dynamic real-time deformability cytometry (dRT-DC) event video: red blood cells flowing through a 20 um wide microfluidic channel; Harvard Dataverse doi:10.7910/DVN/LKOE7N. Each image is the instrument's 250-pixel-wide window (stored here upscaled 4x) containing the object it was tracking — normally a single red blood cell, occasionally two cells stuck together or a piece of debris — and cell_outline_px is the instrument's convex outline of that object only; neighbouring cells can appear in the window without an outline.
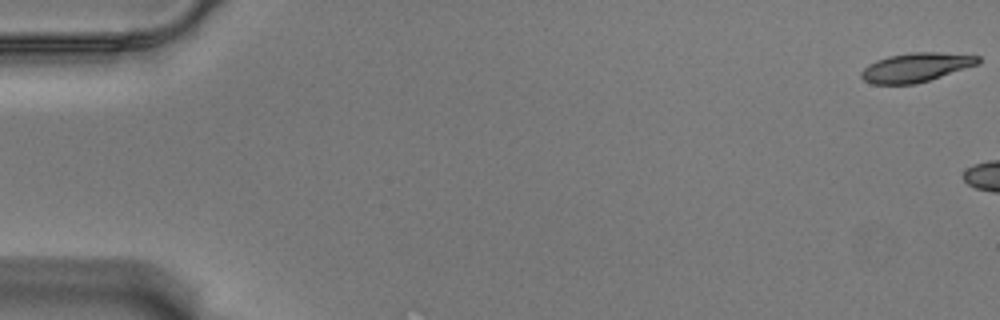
{"species": "Egyptian fruit bat (a non-hibernating species)", "species_latin": "Rousettus aegyptiacus", "temperature_condition": "warm", "stored_images_in_passage": 5, "camera_frame_rate_fps": 3000, "um_per_image_px": 0.085, "animal": {"sex": "male"}, "frame": {"image": 1, "passage_image": 1, "time_ms": 0.0, "image_size_px": [1000, 320], "cell_outline_px": [[980, 64], [916, 84], [872, 84], [864, 80], [860, 76], [860, 72], [868, 64], [876, 60], [888, 56], [912, 52], [940, 52], [980, 56]], "centroid_in_image_um": [77.85, 5.72], "position_along_channel_um": 7.1, "area_um2": 19.88}}